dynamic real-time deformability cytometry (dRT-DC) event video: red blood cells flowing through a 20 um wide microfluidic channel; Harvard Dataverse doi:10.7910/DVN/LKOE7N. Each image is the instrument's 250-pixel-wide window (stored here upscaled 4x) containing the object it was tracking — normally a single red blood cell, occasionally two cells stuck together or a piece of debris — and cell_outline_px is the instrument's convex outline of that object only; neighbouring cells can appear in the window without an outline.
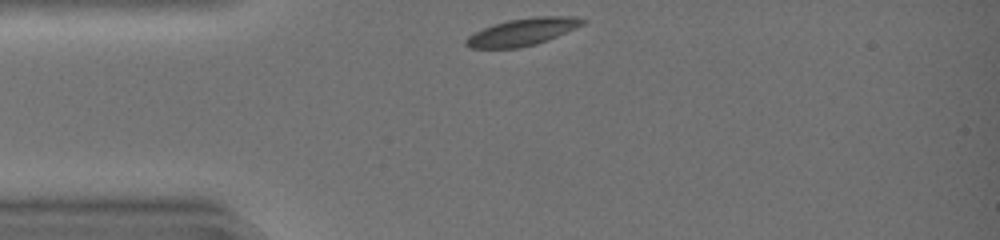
{"species": "common noctule bat (a hibernating species)", "species_latin": "Nyctalus noctula", "temperature_condition": "warm", "stored_images_in_passage": 24, "camera_frame_rate_fps": 3000, "um_per_image_px": 0.085, "animal": {"sex": "female", "body_mass_g": 19.0, "forearm_length_mm": 51.5}, "frame": {"image": 1, "passage_image": 1, "time_ms": 0.0, "image_size_px": [1000, 240], "cell_outline_px": [[588, 20], [584, 24], [576, 28], [548, 40], [536, 44], [520, 48], [468, 48], [464, 44], [464, 40], [468, 36], [492, 24], [508, 20], [536, 16], [576, 16]], "centroid_in_image_um": [44.43, 2.71], "position_along_channel_um": 40.6, "area_um2": 18.67}}
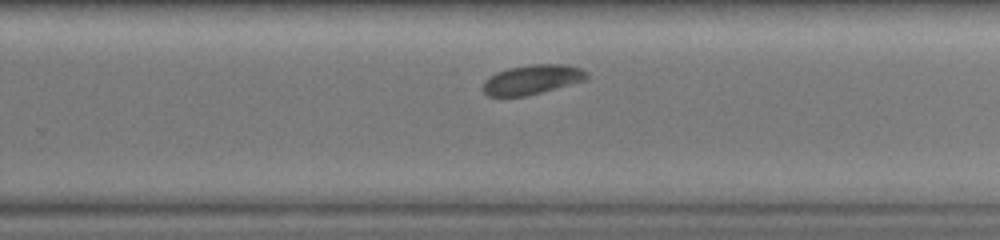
{"frame": {"image": 2, "passage_image": 20, "time_ms": 6.333, "image_size_px": [1000, 240], "cell_outline_px": [[588, 80], [528, 96], [488, 96], [480, 88], [484, 80], [496, 72], [508, 68], [532, 64], [564, 64], [580, 68], [588, 72]], "centroid_in_image_um": [45.24, 6.77], "position_along_channel_um": 284.6, "area_um2": 18.21}}
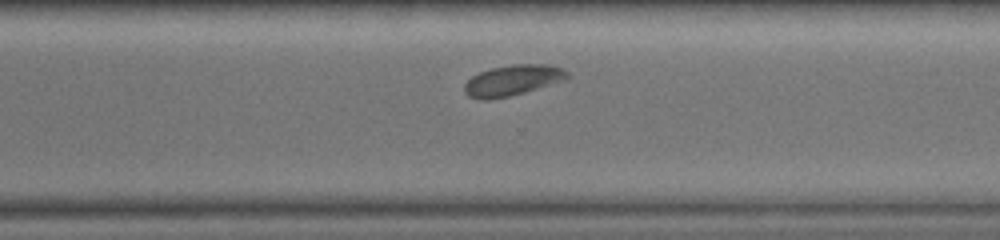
{"frame": {"image": 3, "passage_image": 23, "time_ms": 7.333, "image_size_px": [1000, 240], "cell_outline_px": [[572, 76], [568, 80], [524, 92], [508, 96], [488, 100], [480, 100], [468, 96], [464, 92], [464, 84], [472, 76], [480, 72], [492, 68], [512, 64], [544, 64], [564, 68]], "centroid_in_image_um": [43.62, 6.82], "position_along_channel_um": 327.0, "area_um2": 18.61}}